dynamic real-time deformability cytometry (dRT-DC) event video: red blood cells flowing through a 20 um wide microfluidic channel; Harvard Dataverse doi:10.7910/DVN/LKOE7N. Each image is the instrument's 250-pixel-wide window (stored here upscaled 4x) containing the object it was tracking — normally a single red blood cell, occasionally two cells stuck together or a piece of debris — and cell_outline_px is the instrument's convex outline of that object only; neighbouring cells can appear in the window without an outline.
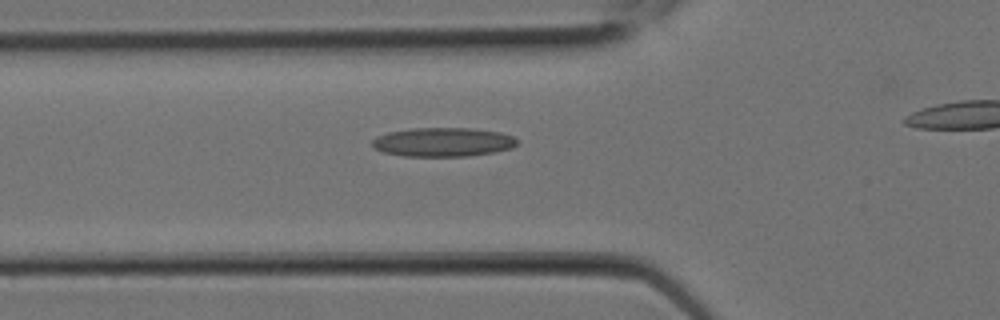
{"species": "Egyptian fruit bat (a non-hibernating species)", "species_latin": "Rousettus aegyptiacus", "temperature_condition": "room temperature", "stored_images_in_passage": 4, "camera_frame_rate_fps": 3000, "um_per_image_px": 0.085, "animal": {"sex": "female"}, "frame": {"image": 1, "passage_image": 4, "time_ms": 1.0, "image_size_px": [1000, 320], "cell_outline_px": [[516, 144], [512, 148], [492, 152], [468, 156], [404, 156], [384, 152], [372, 148], [372, 140], [376, 136], [388, 132], [412, 128], [472, 128], [500, 132], [512, 136], [516, 140]], "centroid_in_image_um": [37.61, 12.07], "position_along_channel_um": 88.2, "area_um2": 24.45}}